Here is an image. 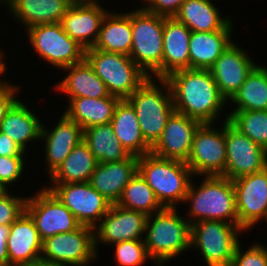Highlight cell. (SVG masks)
Masks as SVG:
<instances>
[{
	"label": "cell",
	"mask_w": 267,
	"mask_h": 266,
	"mask_svg": "<svg viewBox=\"0 0 267 266\" xmlns=\"http://www.w3.org/2000/svg\"><path fill=\"white\" fill-rule=\"evenodd\" d=\"M94 229L80 225L77 229L56 234L42 243L41 260L64 266H87L97 261Z\"/></svg>",
	"instance_id": "cell-11"
},
{
	"label": "cell",
	"mask_w": 267,
	"mask_h": 266,
	"mask_svg": "<svg viewBox=\"0 0 267 266\" xmlns=\"http://www.w3.org/2000/svg\"><path fill=\"white\" fill-rule=\"evenodd\" d=\"M2 2V5L5 4L8 0H0Z\"/></svg>",
	"instance_id": "cell-50"
},
{
	"label": "cell",
	"mask_w": 267,
	"mask_h": 266,
	"mask_svg": "<svg viewBox=\"0 0 267 266\" xmlns=\"http://www.w3.org/2000/svg\"><path fill=\"white\" fill-rule=\"evenodd\" d=\"M85 60L101 78L110 95L127 99L149 77L128 56L89 48Z\"/></svg>",
	"instance_id": "cell-7"
},
{
	"label": "cell",
	"mask_w": 267,
	"mask_h": 266,
	"mask_svg": "<svg viewBox=\"0 0 267 266\" xmlns=\"http://www.w3.org/2000/svg\"><path fill=\"white\" fill-rule=\"evenodd\" d=\"M26 151L8 135L0 132V156L1 157H24Z\"/></svg>",
	"instance_id": "cell-43"
},
{
	"label": "cell",
	"mask_w": 267,
	"mask_h": 266,
	"mask_svg": "<svg viewBox=\"0 0 267 266\" xmlns=\"http://www.w3.org/2000/svg\"><path fill=\"white\" fill-rule=\"evenodd\" d=\"M42 243L34 221L25 211L10 225L6 243L9 266H29L41 260Z\"/></svg>",
	"instance_id": "cell-20"
},
{
	"label": "cell",
	"mask_w": 267,
	"mask_h": 266,
	"mask_svg": "<svg viewBox=\"0 0 267 266\" xmlns=\"http://www.w3.org/2000/svg\"><path fill=\"white\" fill-rule=\"evenodd\" d=\"M138 173L154 191L164 208L183 203L193 177L186 162L158 157L152 153L138 157Z\"/></svg>",
	"instance_id": "cell-5"
},
{
	"label": "cell",
	"mask_w": 267,
	"mask_h": 266,
	"mask_svg": "<svg viewBox=\"0 0 267 266\" xmlns=\"http://www.w3.org/2000/svg\"><path fill=\"white\" fill-rule=\"evenodd\" d=\"M67 75L55 86V91L67 95V99L78 97L103 98L110 96L105 83L98 77L93 68L84 59L78 64H73L61 69Z\"/></svg>",
	"instance_id": "cell-25"
},
{
	"label": "cell",
	"mask_w": 267,
	"mask_h": 266,
	"mask_svg": "<svg viewBox=\"0 0 267 266\" xmlns=\"http://www.w3.org/2000/svg\"><path fill=\"white\" fill-rule=\"evenodd\" d=\"M114 260L118 266H143L151 258L148 255L144 239L126 240L113 244Z\"/></svg>",
	"instance_id": "cell-37"
},
{
	"label": "cell",
	"mask_w": 267,
	"mask_h": 266,
	"mask_svg": "<svg viewBox=\"0 0 267 266\" xmlns=\"http://www.w3.org/2000/svg\"><path fill=\"white\" fill-rule=\"evenodd\" d=\"M240 244L235 250L230 266H267L266 246L256 242L247 249H242Z\"/></svg>",
	"instance_id": "cell-39"
},
{
	"label": "cell",
	"mask_w": 267,
	"mask_h": 266,
	"mask_svg": "<svg viewBox=\"0 0 267 266\" xmlns=\"http://www.w3.org/2000/svg\"><path fill=\"white\" fill-rule=\"evenodd\" d=\"M29 266H64V265L39 260V261H36L33 265H29Z\"/></svg>",
	"instance_id": "cell-46"
},
{
	"label": "cell",
	"mask_w": 267,
	"mask_h": 266,
	"mask_svg": "<svg viewBox=\"0 0 267 266\" xmlns=\"http://www.w3.org/2000/svg\"><path fill=\"white\" fill-rule=\"evenodd\" d=\"M110 124L116 138L130 155L139 157L151 153V147L142 136L135 110L126 99L116 105Z\"/></svg>",
	"instance_id": "cell-31"
},
{
	"label": "cell",
	"mask_w": 267,
	"mask_h": 266,
	"mask_svg": "<svg viewBox=\"0 0 267 266\" xmlns=\"http://www.w3.org/2000/svg\"><path fill=\"white\" fill-rule=\"evenodd\" d=\"M226 168L222 175L230 180L258 173L267 167V151L225 121Z\"/></svg>",
	"instance_id": "cell-14"
},
{
	"label": "cell",
	"mask_w": 267,
	"mask_h": 266,
	"mask_svg": "<svg viewBox=\"0 0 267 266\" xmlns=\"http://www.w3.org/2000/svg\"><path fill=\"white\" fill-rule=\"evenodd\" d=\"M25 211L34 221L42 241L80 226L72 212L45 187L27 197Z\"/></svg>",
	"instance_id": "cell-13"
},
{
	"label": "cell",
	"mask_w": 267,
	"mask_h": 266,
	"mask_svg": "<svg viewBox=\"0 0 267 266\" xmlns=\"http://www.w3.org/2000/svg\"><path fill=\"white\" fill-rule=\"evenodd\" d=\"M217 7L211 0H185L174 17L191 31L234 30L231 16L222 17Z\"/></svg>",
	"instance_id": "cell-24"
},
{
	"label": "cell",
	"mask_w": 267,
	"mask_h": 266,
	"mask_svg": "<svg viewBox=\"0 0 267 266\" xmlns=\"http://www.w3.org/2000/svg\"><path fill=\"white\" fill-rule=\"evenodd\" d=\"M165 80L172 92L175 111L202 124L216 123L223 107L228 106L210 70L183 69Z\"/></svg>",
	"instance_id": "cell-1"
},
{
	"label": "cell",
	"mask_w": 267,
	"mask_h": 266,
	"mask_svg": "<svg viewBox=\"0 0 267 266\" xmlns=\"http://www.w3.org/2000/svg\"><path fill=\"white\" fill-rule=\"evenodd\" d=\"M191 30L175 17H164L162 79L171 73L190 69Z\"/></svg>",
	"instance_id": "cell-23"
},
{
	"label": "cell",
	"mask_w": 267,
	"mask_h": 266,
	"mask_svg": "<svg viewBox=\"0 0 267 266\" xmlns=\"http://www.w3.org/2000/svg\"><path fill=\"white\" fill-rule=\"evenodd\" d=\"M9 232V225H0V266H9V256L6 244Z\"/></svg>",
	"instance_id": "cell-44"
},
{
	"label": "cell",
	"mask_w": 267,
	"mask_h": 266,
	"mask_svg": "<svg viewBox=\"0 0 267 266\" xmlns=\"http://www.w3.org/2000/svg\"><path fill=\"white\" fill-rule=\"evenodd\" d=\"M18 85H12L10 82H6L0 85V124L5 118L7 111L12 105L19 99Z\"/></svg>",
	"instance_id": "cell-42"
},
{
	"label": "cell",
	"mask_w": 267,
	"mask_h": 266,
	"mask_svg": "<svg viewBox=\"0 0 267 266\" xmlns=\"http://www.w3.org/2000/svg\"><path fill=\"white\" fill-rule=\"evenodd\" d=\"M26 157H1L0 156V185L8 190L22 177Z\"/></svg>",
	"instance_id": "cell-40"
},
{
	"label": "cell",
	"mask_w": 267,
	"mask_h": 266,
	"mask_svg": "<svg viewBox=\"0 0 267 266\" xmlns=\"http://www.w3.org/2000/svg\"><path fill=\"white\" fill-rule=\"evenodd\" d=\"M232 182L238 226L249 231L260 220L267 222V167L261 172L240 177Z\"/></svg>",
	"instance_id": "cell-15"
},
{
	"label": "cell",
	"mask_w": 267,
	"mask_h": 266,
	"mask_svg": "<svg viewBox=\"0 0 267 266\" xmlns=\"http://www.w3.org/2000/svg\"><path fill=\"white\" fill-rule=\"evenodd\" d=\"M45 188L72 212L80 225L93 229L112 205L89 182L49 184Z\"/></svg>",
	"instance_id": "cell-12"
},
{
	"label": "cell",
	"mask_w": 267,
	"mask_h": 266,
	"mask_svg": "<svg viewBox=\"0 0 267 266\" xmlns=\"http://www.w3.org/2000/svg\"><path fill=\"white\" fill-rule=\"evenodd\" d=\"M233 30L192 31L189 40L190 69L210 70L222 52L233 42Z\"/></svg>",
	"instance_id": "cell-29"
},
{
	"label": "cell",
	"mask_w": 267,
	"mask_h": 266,
	"mask_svg": "<svg viewBox=\"0 0 267 266\" xmlns=\"http://www.w3.org/2000/svg\"><path fill=\"white\" fill-rule=\"evenodd\" d=\"M50 130L42 124L40 140L44 141L45 165L50 176L62 164L72 149L83 140V129L64 113Z\"/></svg>",
	"instance_id": "cell-19"
},
{
	"label": "cell",
	"mask_w": 267,
	"mask_h": 266,
	"mask_svg": "<svg viewBox=\"0 0 267 266\" xmlns=\"http://www.w3.org/2000/svg\"><path fill=\"white\" fill-rule=\"evenodd\" d=\"M116 204L128 210L143 212L147 216L164 208L157 200L152 188L139 173L125 186Z\"/></svg>",
	"instance_id": "cell-35"
},
{
	"label": "cell",
	"mask_w": 267,
	"mask_h": 266,
	"mask_svg": "<svg viewBox=\"0 0 267 266\" xmlns=\"http://www.w3.org/2000/svg\"><path fill=\"white\" fill-rule=\"evenodd\" d=\"M83 140L98 163L125 160L130 156L116 138L110 123L95 125L83 130Z\"/></svg>",
	"instance_id": "cell-34"
},
{
	"label": "cell",
	"mask_w": 267,
	"mask_h": 266,
	"mask_svg": "<svg viewBox=\"0 0 267 266\" xmlns=\"http://www.w3.org/2000/svg\"><path fill=\"white\" fill-rule=\"evenodd\" d=\"M221 129L215 123H203L195 132L192 149L186 164L193 177L222 176L225 173L227 148L225 141V121ZM214 126V127H213Z\"/></svg>",
	"instance_id": "cell-10"
},
{
	"label": "cell",
	"mask_w": 267,
	"mask_h": 266,
	"mask_svg": "<svg viewBox=\"0 0 267 266\" xmlns=\"http://www.w3.org/2000/svg\"><path fill=\"white\" fill-rule=\"evenodd\" d=\"M60 1H62L68 7H73L77 5V0H60Z\"/></svg>",
	"instance_id": "cell-48"
},
{
	"label": "cell",
	"mask_w": 267,
	"mask_h": 266,
	"mask_svg": "<svg viewBox=\"0 0 267 266\" xmlns=\"http://www.w3.org/2000/svg\"><path fill=\"white\" fill-rule=\"evenodd\" d=\"M185 0H142L146 11L164 17H174Z\"/></svg>",
	"instance_id": "cell-41"
},
{
	"label": "cell",
	"mask_w": 267,
	"mask_h": 266,
	"mask_svg": "<svg viewBox=\"0 0 267 266\" xmlns=\"http://www.w3.org/2000/svg\"><path fill=\"white\" fill-rule=\"evenodd\" d=\"M203 178L198 187L193 183V178L189 184L183 202L190 203L186 213L189 217V219L186 217L188 222L193 224L197 221L221 220L238 225L232 180L223 176H203Z\"/></svg>",
	"instance_id": "cell-3"
},
{
	"label": "cell",
	"mask_w": 267,
	"mask_h": 266,
	"mask_svg": "<svg viewBox=\"0 0 267 266\" xmlns=\"http://www.w3.org/2000/svg\"><path fill=\"white\" fill-rule=\"evenodd\" d=\"M98 161L82 140L48 178L50 184L89 182Z\"/></svg>",
	"instance_id": "cell-32"
},
{
	"label": "cell",
	"mask_w": 267,
	"mask_h": 266,
	"mask_svg": "<svg viewBox=\"0 0 267 266\" xmlns=\"http://www.w3.org/2000/svg\"><path fill=\"white\" fill-rule=\"evenodd\" d=\"M4 5L25 27L60 23L68 6L60 0H8Z\"/></svg>",
	"instance_id": "cell-26"
},
{
	"label": "cell",
	"mask_w": 267,
	"mask_h": 266,
	"mask_svg": "<svg viewBox=\"0 0 267 266\" xmlns=\"http://www.w3.org/2000/svg\"><path fill=\"white\" fill-rule=\"evenodd\" d=\"M228 121L267 151V110L229 111Z\"/></svg>",
	"instance_id": "cell-36"
},
{
	"label": "cell",
	"mask_w": 267,
	"mask_h": 266,
	"mask_svg": "<svg viewBox=\"0 0 267 266\" xmlns=\"http://www.w3.org/2000/svg\"><path fill=\"white\" fill-rule=\"evenodd\" d=\"M202 123L174 111L169 117L160 139L151 153L166 159L186 162L189 158L195 132Z\"/></svg>",
	"instance_id": "cell-17"
},
{
	"label": "cell",
	"mask_w": 267,
	"mask_h": 266,
	"mask_svg": "<svg viewBox=\"0 0 267 266\" xmlns=\"http://www.w3.org/2000/svg\"><path fill=\"white\" fill-rule=\"evenodd\" d=\"M29 108L30 106L23 103L22 99L19 98L7 111L0 124V132L8 135L25 151L28 150L27 146L32 141L35 143V140L36 142L40 140L43 124Z\"/></svg>",
	"instance_id": "cell-28"
},
{
	"label": "cell",
	"mask_w": 267,
	"mask_h": 266,
	"mask_svg": "<svg viewBox=\"0 0 267 266\" xmlns=\"http://www.w3.org/2000/svg\"><path fill=\"white\" fill-rule=\"evenodd\" d=\"M5 190L0 195V225H11L25 212L27 197H18Z\"/></svg>",
	"instance_id": "cell-38"
},
{
	"label": "cell",
	"mask_w": 267,
	"mask_h": 266,
	"mask_svg": "<svg viewBox=\"0 0 267 266\" xmlns=\"http://www.w3.org/2000/svg\"><path fill=\"white\" fill-rule=\"evenodd\" d=\"M177 208H163L148 215L144 243L155 266H164L191 247V224Z\"/></svg>",
	"instance_id": "cell-2"
},
{
	"label": "cell",
	"mask_w": 267,
	"mask_h": 266,
	"mask_svg": "<svg viewBox=\"0 0 267 266\" xmlns=\"http://www.w3.org/2000/svg\"><path fill=\"white\" fill-rule=\"evenodd\" d=\"M241 232L245 231L225 221H197L191 224L190 250L198 249L207 266H230Z\"/></svg>",
	"instance_id": "cell-8"
},
{
	"label": "cell",
	"mask_w": 267,
	"mask_h": 266,
	"mask_svg": "<svg viewBox=\"0 0 267 266\" xmlns=\"http://www.w3.org/2000/svg\"><path fill=\"white\" fill-rule=\"evenodd\" d=\"M30 45L39 57L59 70L85 59V49L70 38L61 23L28 27Z\"/></svg>",
	"instance_id": "cell-9"
},
{
	"label": "cell",
	"mask_w": 267,
	"mask_h": 266,
	"mask_svg": "<svg viewBox=\"0 0 267 266\" xmlns=\"http://www.w3.org/2000/svg\"><path fill=\"white\" fill-rule=\"evenodd\" d=\"M108 11L101 4H78L67 8L60 23L65 33L86 50L95 45Z\"/></svg>",
	"instance_id": "cell-21"
},
{
	"label": "cell",
	"mask_w": 267,
	"mask_h": 266,
	"mask_svg": "<svg viewBox=\"0 0 267 266\" xmlns=\"http://www.w3.org/2000/svg\"><path fill=\"white\" fill-rule=\"evenodd\" d=\"M78 4H100L99 0H77V5Z\"/></svg>",
	"instance_id": "cell-47"
},
{
	"label": "cell",
	"mask_w": 267,
	"mask_h": 266,
	"mask_svg": "<svg viewBox=\"0 0 267 266\" xmlns=\"http://www.w3.org/2000/svg\"><path fill=\"white\" fill-rule=\"evenodd\" d=\"M126 100L135 110L145 142L152 148L175 111L168 82L165 79L149 77Z\"/></svg>",
	"instance_id": "cell-4"
},
{
	"label": "cell",
	"mask_w": 267,
	"mask_h": 266,
	"mask_svg": "<svg viewBox=\"0 0 267 266\" xmlns=\"http://www.w3.org/2000/svg\"><path fill=\"white\" fill-rule=\"evenodd\" d=\"M131 27L129 57L148 77L162 79L164 16L138 7L131 11Z\"/></svg>",
	"instance_id": "cell-6"
},
{
	"label": "cell",
	"mask_w": 267,
	"mask_h": 266,
	"mask_svg": "<svg viewBox=\"0 0 267 266\" xmlns=\"http://www.w3.org/2000/svg\"><path fill=\"white\" fill-rule=\"evenodd\" d=\"M234 41L222 52L210 69L220 93L229 101L257 65Z\"/></svg>",
	"instance_id": "cell-18"
},
{
	"label": "cell",
	"mask_w": 267,
	"mask_h": 266,
	"mask_svg": "<svg viewBox=\"0 0 267 266\" xmlns=\"http://www.w3.org/2000/svg\"><path fill=\"white\" fill-rule=\"evenodd\" d=\"M120 100L113 95L103 98H71L63 113L85 130L95 125L111 123L116 105Z\"/></svg>",
	"instance_id": "cell-27"
},
{
	"label": "cell",
	"mask_w": 267,
	"mask_h": 266,
	"mask_svg": "<svg viewBox=\"0 0 267 266\" xmlns=\"http://www.w3.org/2000/svg\"><path fill=\"white\" fill-rule=\"evenodd\" d=\"M132 47L131 11H108L102 20L94 49L130 55Z\"/></svg>",
	"instance_id": "cell-30"
},
{
	"label": "cell",
	"mask_w": 267,
	"mask_h": 266,
	"mask_svg": "<svg viewBox=\"0 0 267 266\" xmlns=\"http://www.w3.org/2000/svg\"><path fill=\"white\" fill-rule=\"evenodd\" d=\"M147 215L140 211L128 210L112 204L109 211L94 228L95 249L98 246L112 245L126 240L144 239ZM99 243V245H98Z\"/></svg>",
	"instance_id": "cell-16"
},
{
	"label": "cell",
	"mask_w": 267,
	"mask_h": 266,
	"mask_svg": "<svg viewBox=\"0 0 267 266\" xmlns=\"http://www.w3.org/2000/svg\"><path fill=\"white\" fill-rule=\"evenodd\" d=\"M138 173V156L125 160L98 163L89 184L110 203L116 204L128 182Z\"/></svg>",
	"instance_id": "cell-22"
},
{
	"label": "cell",
	"mask_w": 267,
	"mask_h": 266,
	"mask_svg": "<svg viewBox=\"0 0 267 266\" xmlns=\"http://www.w3.org/2000/svg\"><path fill=\"white\" fill-rule=\"evenodd\" d=\"M4 57H5V54H4V52L0 49V76H2L3 74H5V72H6V70H8L7 69V64L5 63V59H4ZM7 82V79H6V81L5 80H3L1 77H0V85L1 84H4V83H6Z\"/></svg>",
	"instance_id": "cell-45"
},
{
	"label": "cell",
	"mask_w": 267,
	"mask_h": 266,
	"mask_svg": "<svg viewBox=\"0 0 267 266\" xmlns=\"http://www.w3.org/2000/svg\"><path fill=\"white\" fill-rule=\"evenodd\" d=\"M229 103L231 111L267 110V67L257 64Z\"/></svg>",
	"instance_id": "cell-33"
},
{
	"label": "cell",
	"mask_w": 267,
	"mask_h": 266,
	"mask_svg": "<svg viewBox=\"0 0 267 266\" xmlns=\"http://www.w3.org/2000/svg\"><path fill=\"white\" fill-rule=\"evenodd\" d=\"M5 191V189L0 185V195Z\"/></svg>",
	"instance_id": "cell-49"
}]
</instances>
